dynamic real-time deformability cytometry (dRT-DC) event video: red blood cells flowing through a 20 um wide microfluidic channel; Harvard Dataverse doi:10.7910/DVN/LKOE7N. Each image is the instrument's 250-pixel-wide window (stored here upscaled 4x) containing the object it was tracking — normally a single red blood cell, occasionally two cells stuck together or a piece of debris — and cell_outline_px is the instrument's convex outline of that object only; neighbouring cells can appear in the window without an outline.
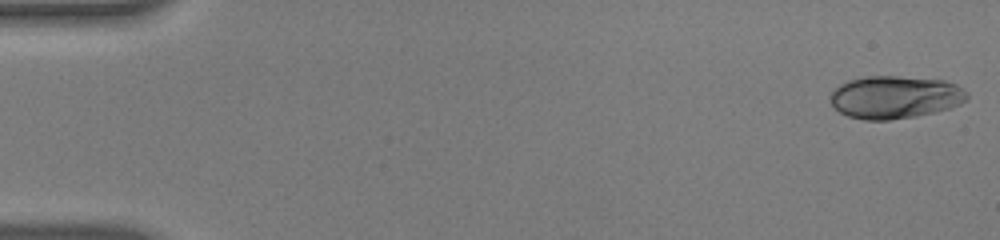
{"species": "human", "species_latin": "Homo sapiens", "temperature_condition": "warm", "stored_images_in_passage": 54, "camera_frame_rate_fps": 3000, "um_per_image_px": 0.085, "donor": {"sex": "male"}, "frame": {"image": 1, "passage_image": 1, "time_ms": 0.0, "image_size_px": [1000, 240], "cell_outline_px": [[968, 100], [952, 108], [936, 112], [916, 116], [888, 120], [864, 120], [848, 116], [840, 112], [832, 104], [828, 96], [832, 88], [848, 80], [864, 76], [896, 76], [944, 80], [956, 84], [968, 92]], "centroid_in_image_um": [76.07, 8.25], "position_along_channel_um": 8.9, "area_um2": 34.51}}
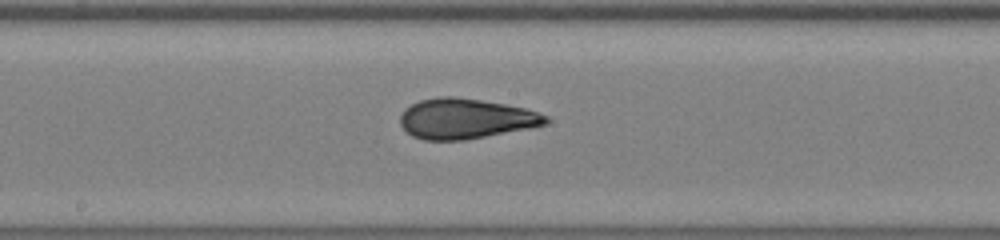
{"frame": {"image": 2, "passage_image": 29, "time_ms": 9.333, "image_size_px": [1000, 240], "cell_outline_px": [[548, 124], [532, 128], [464, 140], [424, 140], [412, 136], [400, 124], [400, 116], [404, 108], [420, 100], [436, 96], [452, 96], [480, 100], [504, 104], [524, 108], [548, 116]], "centroid_in_image_um": [39.57, 10.09], "position_along_channel_um": 208.6, "area_um2": 34.16}}
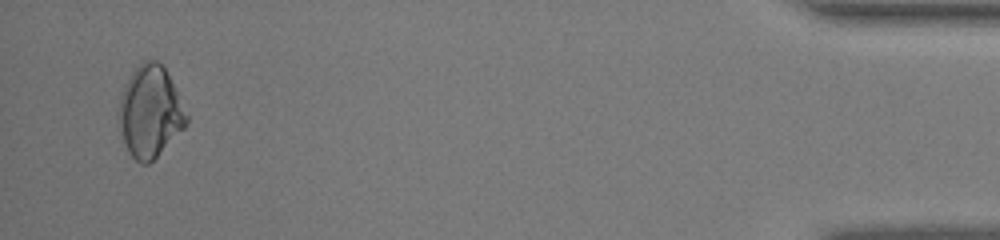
{"frame": {"image": 3, "passage_image": 52, "time_ms": 17.0, "image_size_px": [1000, 240], "cell_outline_px": [[188, 120], [184, 128], [148, 164], [140, 164], [128, 152], [116, 120], [116, 112], [120, 92], [132, 72], [144, 60], [156, 60], [164, 68], [188, 116]], "centroid_in_image_um": [12.69, 9.51], "position_along_channel_um": 422.5, "area_um2": 35.89}}